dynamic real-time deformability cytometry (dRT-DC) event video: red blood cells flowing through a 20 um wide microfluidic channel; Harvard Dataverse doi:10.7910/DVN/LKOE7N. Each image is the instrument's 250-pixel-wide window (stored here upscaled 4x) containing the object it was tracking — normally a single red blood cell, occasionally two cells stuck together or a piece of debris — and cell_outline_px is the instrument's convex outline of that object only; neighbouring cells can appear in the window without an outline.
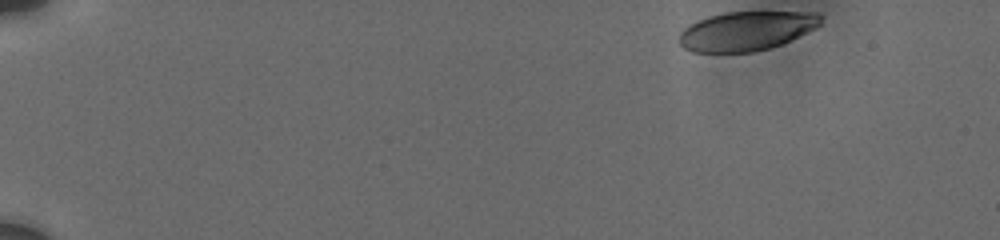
{"species": "human", "species_latin": "Homo sapiens", "temperature_condition": "cold", "stored_images_in_passage": 20, "camera_frame_rate_fps": 3000, "um_per_image_px": 0.085, "donor": {"sex": "male"}, "frame": {"image": 1, "passage_image": 1, "time_ms": 0.0, "image_size_px": [1000, 240], "cell_outline_px": [[824, 16], [820, 24], [816, 28], [780, 44], [768, 48], [752, 52], [692, 52], [684, 48], [676, 40], [680, 32], [688, 24], [708, 16], [724, 12], [820, 12]], "centroid_in_image_um": [63.42, 2.62], "position_along_channel_um": 21.6, "area_um2": 32.54}}
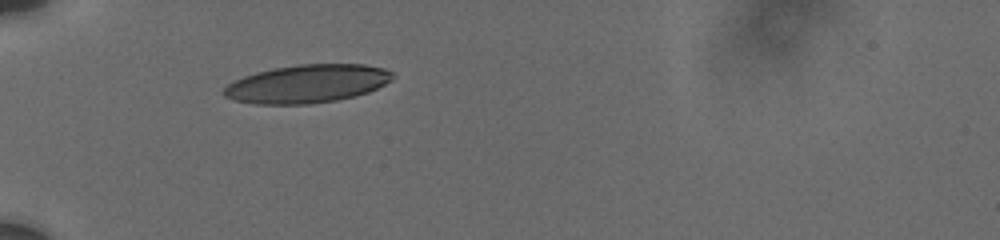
{"frame": {"image": 2, "passage_image": 19, "time_ms": 4.333, "image_size_px": [1000, 240], "cell_outline_px": [[396, 76], [392, 80], [368, 92], [356, 96], [336, 100], [312, 104], [252, 104], [232, 100], [224, 96], [220, 92], [228, 84], [244, 76], [256, 72], [272, 68], [296, 64], [364, 64], [384, 68], [392, 72]], "centroid_in_image_um": [26.09, 7.12], "position_along_channel_um": 58.9, "area_um2": 37.92}}